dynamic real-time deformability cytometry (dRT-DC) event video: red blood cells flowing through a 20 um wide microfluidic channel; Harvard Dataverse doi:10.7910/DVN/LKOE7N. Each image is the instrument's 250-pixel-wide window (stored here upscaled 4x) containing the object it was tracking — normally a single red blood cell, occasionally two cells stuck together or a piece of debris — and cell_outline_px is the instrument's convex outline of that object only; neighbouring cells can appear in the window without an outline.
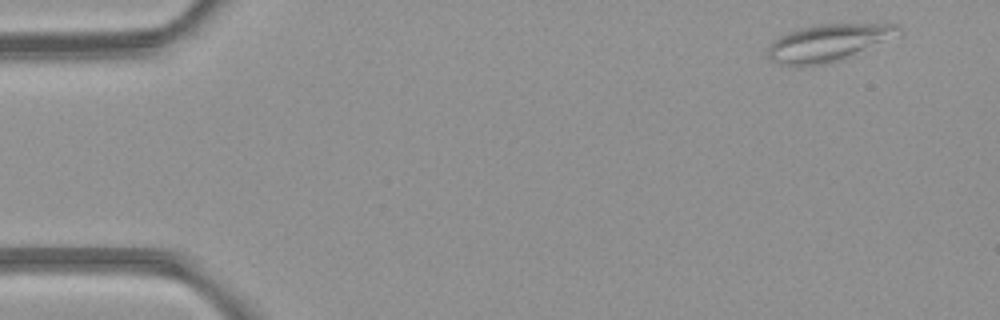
{"species": "common noctule bat (a hibernating species)", "species_latin": "Nyctalus noctula", "temperature_condition": "room temperature", "stored_images_in_passage": 5, "camera_frame_rate_fps": 3000, "um_per_image_px": 0.085, "animal": {"sex": "female", "body_mass_g": 21.9}, "frame": {"image": 1, "passage_image": 1, "time_ms": 0.0, "image_size_px": [1000, 320], "cell_outline_px": [[900, 32], [844, 56], [824, 64], [800, 68], [796, 68], [780, 64], [772, 60], [768, 56], [768, 48], [772, 40], [780, 36], [800, 28], [820, 24], [900, 24]], "centroid_in_image_um": [70.21, 3.64], "position_along_channel_um": 14.8, "area_um2": 27.05}}